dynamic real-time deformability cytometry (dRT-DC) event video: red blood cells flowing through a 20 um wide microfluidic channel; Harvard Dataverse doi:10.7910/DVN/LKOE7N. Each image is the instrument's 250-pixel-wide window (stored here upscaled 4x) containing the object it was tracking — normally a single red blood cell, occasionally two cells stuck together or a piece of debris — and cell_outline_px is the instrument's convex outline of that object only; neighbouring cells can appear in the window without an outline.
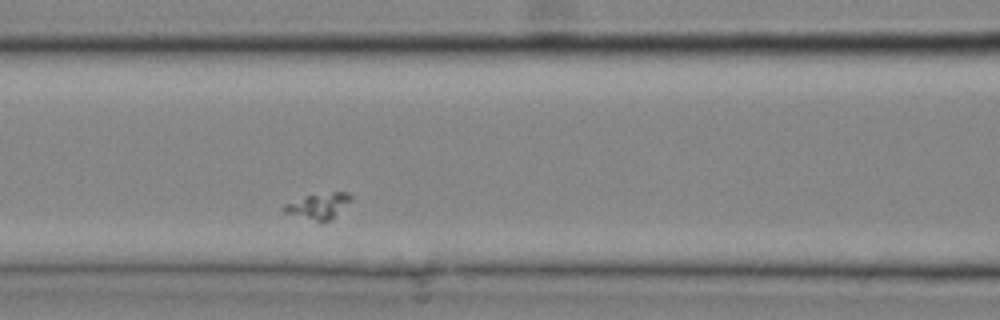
{"species": "common noctule bat (a hibernating species)", "species_latin": "Nyctalus noctula", "temperature_condition": "cold", "stored_images_in_passage": 24, "camera_frame_rate_fps": 3000, "um_per_image_px": 0.085, "animal": {"sex": "male", "body_mass_g": 20.4}, "frame": {"image": 1, "passage_image": 8, "time_ms": 2.333, "image_size_px": [1000, 320], "cell_outline_px": [[352, 196], [332, 220], [324, 224], [320, 224], [284, 212], [280, 208], [284, 204], [308, 196], [332, 192], [348, 192]], "centroid_in_image_um": [27.03, 17.57], "position_along_channel_um": 139.6, "area_um2": 10.06}}
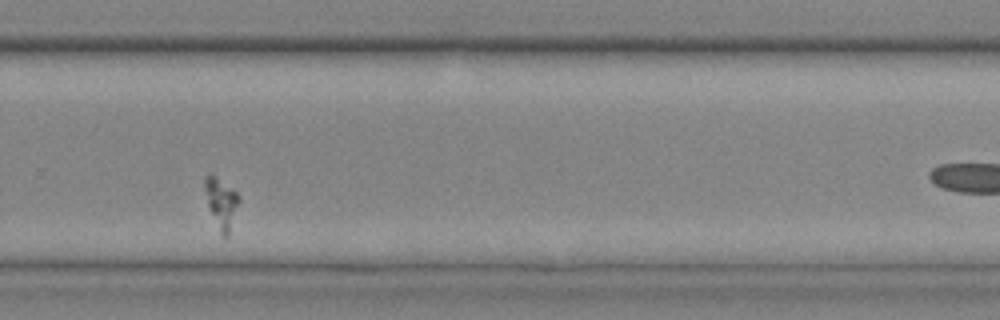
{"frame": {"image": 2, "passage_image": 16, "time_ms": 5.0, "image_size_px": [1000, 320], "cell_outline_px": [[240, 200], [228, 236], [224, 236], [220, 232], [208, 208], [204, 188], [204, 176], [212, 172], [236, 192], [240, 196]], "centroid_in_image_um": [18.79, 17.19], "position_along_channel_um": 311.0, "area_um2": 10.06}}